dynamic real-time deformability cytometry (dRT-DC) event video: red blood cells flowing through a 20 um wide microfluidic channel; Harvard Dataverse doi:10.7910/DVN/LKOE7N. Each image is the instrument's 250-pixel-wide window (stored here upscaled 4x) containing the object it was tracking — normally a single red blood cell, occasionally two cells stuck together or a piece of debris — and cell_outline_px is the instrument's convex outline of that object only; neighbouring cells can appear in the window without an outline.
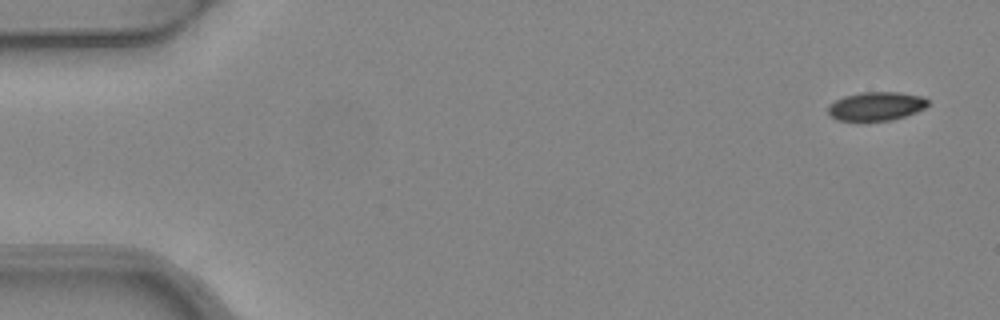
{"species": "common noctule bat (a hibernating species)", "species_latin": "Nyctalus noctula", "temperature_condition": "warm", "stored_images_in_passage": 6, "camera_frame_rate_fps": 3000, "um_per_image_px": 0.085, "animal": {"sex": "female", "body_mass_g": 24.6, "forearm_length_mm": 56.2}, "frame": {"image": 1, "passage_image": 1, "time_ms": 0.0, "image_size_px": [1000, 320], "cell_outline_px": [[928, 104], [924, 108], [916, 112], [892, 120], [860, 124], [836, 120], [828, 112], [828, 104], [844, 96], [860, 92], [900, 92], [924, 96], [928, 100]], "centroid_in_image_um": [74.43, 9.07], "position_along_channel_um": 10.6, "area_um2": 17.46}}
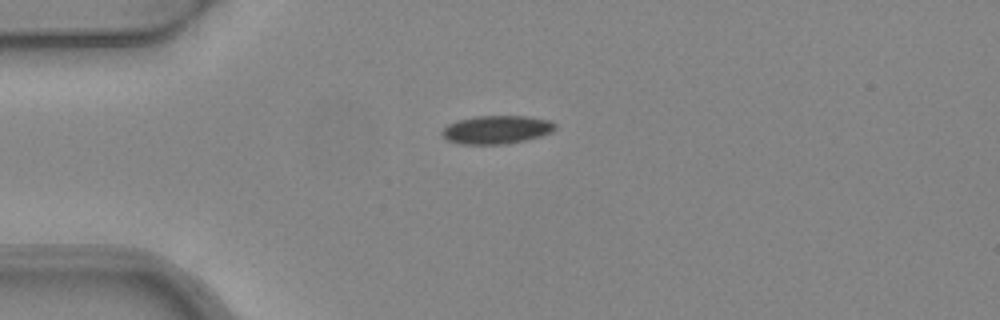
{"frame": {"image": 2, "passage_image": 4, "time_ms": 1.0, "image_size_px": [1000, 320], "cell_outline_px": [[556, 128], [552, 132], [540, 136], [508, 144], [456, 144], [448, 140], [440, 132], [448, 124], [456, 120], [476, 116], [524, 116], [548, 120], [556, 124]], "centroid_in_image_um": [42.18, 11.02], "position_along_channel_um": 42.8, "area_um2": 18.67}}
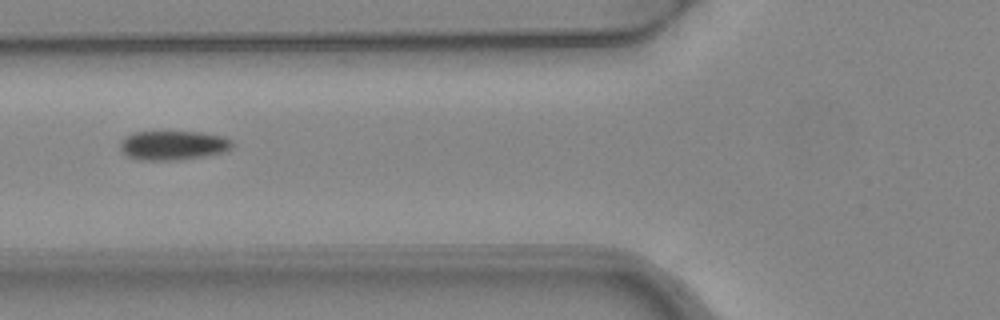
{"frame": {"image": 3, "passage_image": 6, "time_ms": 1.667, "image_size_px": [1000, 320], "cell_outline_px": [[232, 148], [224, 152], [204, 156], [180, 160], [140, 160], [128, 156], [120, 148], [120, 140], [124, 136], [132, 132], [200, 132], [224, 136], [232, 140]], "centroid_in_image_um": [14.71, 12.35], "position_along_channel_um": 111.1, "area_um2": 19.25}}